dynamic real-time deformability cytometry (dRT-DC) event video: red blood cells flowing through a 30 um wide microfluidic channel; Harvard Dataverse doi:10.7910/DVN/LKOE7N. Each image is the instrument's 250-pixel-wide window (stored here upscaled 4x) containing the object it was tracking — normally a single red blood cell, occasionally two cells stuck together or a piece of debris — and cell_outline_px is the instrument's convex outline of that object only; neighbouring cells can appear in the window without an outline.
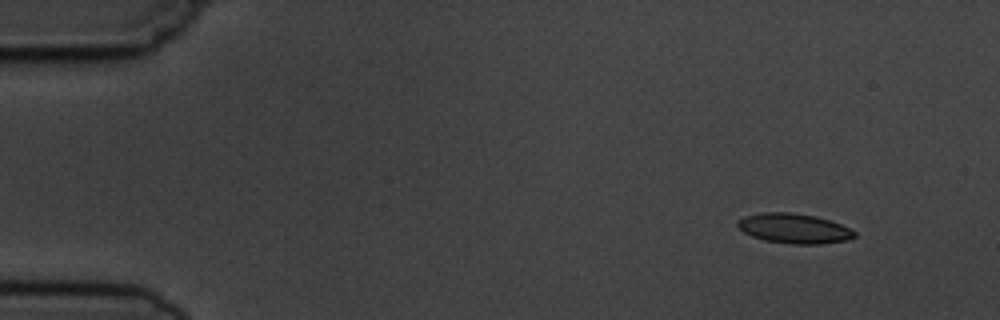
{"species": "common noctule bat (a hibernating species)", "species_latin": "Nyctalus noctula", "temperature_condition": "cold", "stored_images_in_passage": 5, "segment_of_instrument_passage": [1, 2], "camera_frame_rate_fps": 3000, "um_per_image_px": 0.085, "animal": {"sex": "male", "body_mass_g": 19.5, "forearm_length_mm": 54.6}, "frame": {"image": 1, "passage_image": 1, "time_ms": 0.0, "image_size_px": [1000, 320], "cell_outline_px": [[856, 236], [848, 240], [820, 244], [792, 244], [764, 240], [752, 236], [744, 232], [736, 224], [744, 216], [760, 212], [788, 212], [816, 216], [840, 224], [856, 232]], "centroid_in_image_um": [67.49, 19.42], "position_along_channel_um": 17.5, "area_um2": 20.23}}